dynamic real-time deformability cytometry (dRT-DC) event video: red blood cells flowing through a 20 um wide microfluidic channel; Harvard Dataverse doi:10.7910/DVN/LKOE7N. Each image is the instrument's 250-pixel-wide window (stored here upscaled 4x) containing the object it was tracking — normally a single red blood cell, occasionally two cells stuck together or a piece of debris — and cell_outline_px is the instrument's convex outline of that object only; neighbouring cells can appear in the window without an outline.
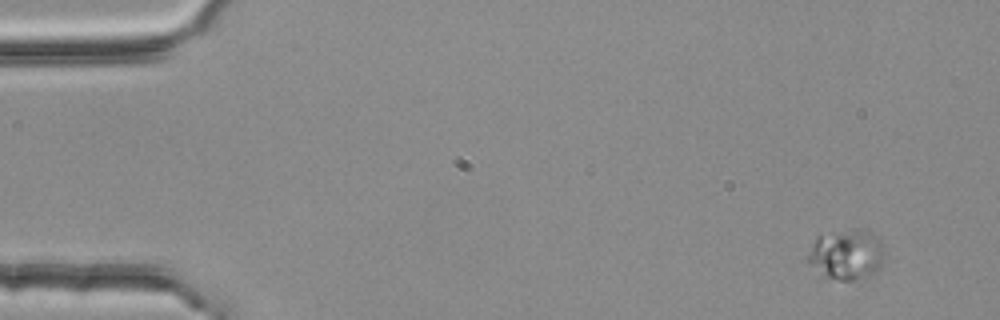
{"species": "common noctule bat (a hibernating species)", "species_latin": "Nyctalus noctula", "temperature_condition": "room temperature", "stored_images_in_passage": 4, "camera_frame_rate_fps": 3000, "um_per_image_px": 0.085, "animal": {"sex": "female", "body_mass_g": 25.1}, "frame": {"image": 1, "passage_image": 1, "time_ms": 0.0, "image_size_px": [1000, 320], "cell_outline_px": [[884, 256], [880, 268], [872, 276], [864, 280], [840, 280], [828, 276], [804, 260], [804, 256], [816, 236], [820, 232], [872, 232], [880, 240], [884, 252]], "centroid_in_image_um": [71.93, 21.66], "position_along_channel_um": 13.1, "area_um2": 22.48}}